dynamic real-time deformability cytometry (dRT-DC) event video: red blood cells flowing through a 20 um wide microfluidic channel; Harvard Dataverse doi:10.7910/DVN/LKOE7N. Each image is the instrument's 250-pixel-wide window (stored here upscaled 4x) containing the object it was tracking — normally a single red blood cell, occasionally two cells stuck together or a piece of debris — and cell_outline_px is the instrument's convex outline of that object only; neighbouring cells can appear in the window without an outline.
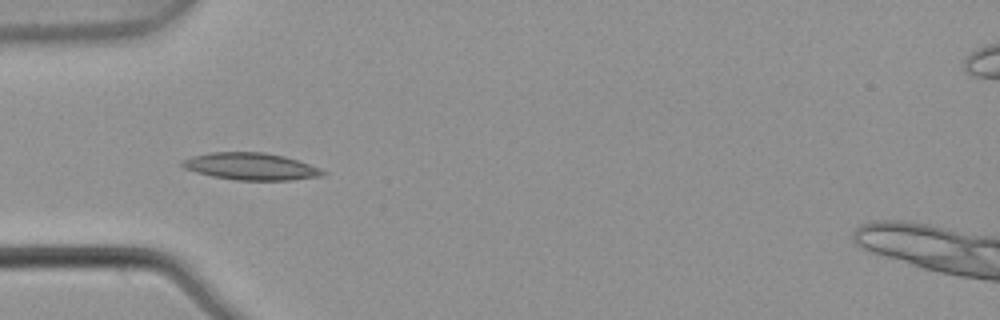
{"species": "common noctule bat (a hibernating species)", "species_latin": "Nyctalus noctula", "temperature_condition": "warm", "stored_images_in_passage": 5, "camera_frame_rate_fps": 3000, "um_per_image_px": 0.085, "animal": {"sex": "male", "body_mass_g": 21.5, "forearm_length_mm": 52.0}, "frame": {"image": 1, "passage_image": 4, "time_ms": 1.0, "image_size_px": [1000, 320], "cell_outline_px": [[328, 172], [324, 176], [292, 180], [236, 180], [212, 176], [196, 172], [184, 168], [180, 164], [184, 160], [192, 156], [212, 152], [264, 152], [284, 156], [320, 168]], "centroid_in_image_um": [21.35, 14.15], "position_along_channel_um": 63.6, "area_um2": 22.14}}
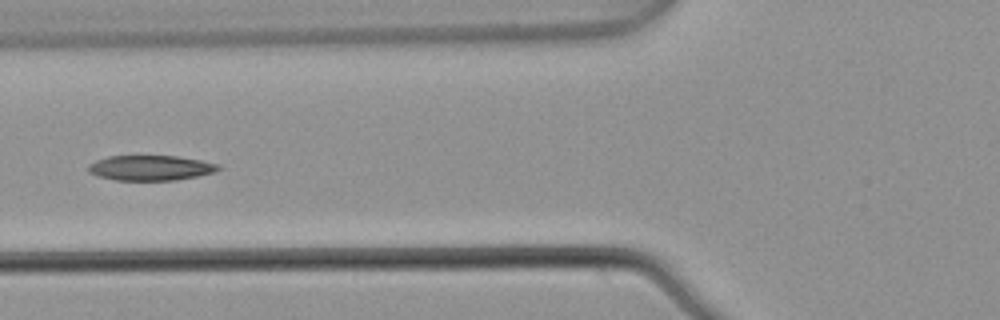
{"frame": {"image": 2, "passage_image": 5, "time_ms": 1.333, "image_size_px": [1000, 320], "cell_outline_px": [[224, 168], [212, 172], [196, 176], [176, 180], [116, 180], [96, 176], [88, 172], [88, 164], [96, 160], [108, 156], [176, 156], [200, 160], [220, 164]], "centroid_in_image_um": [12.78, 14.27], "position_along_channel_um": 113.0, "area_um2": 19.07}}